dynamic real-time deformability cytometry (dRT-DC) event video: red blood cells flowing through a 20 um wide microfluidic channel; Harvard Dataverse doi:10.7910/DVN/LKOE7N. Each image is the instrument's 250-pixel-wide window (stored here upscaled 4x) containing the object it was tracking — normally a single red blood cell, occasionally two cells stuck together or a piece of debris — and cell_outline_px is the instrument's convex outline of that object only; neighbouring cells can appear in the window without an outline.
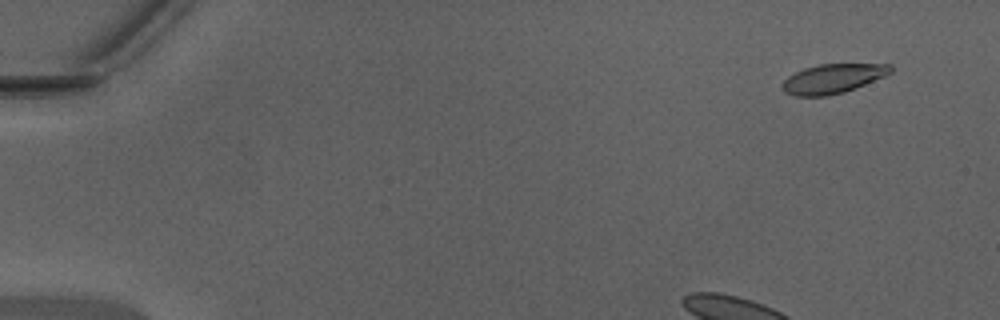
{"species": "Egyptian fruit bat (a non-hibernating species)", "species_latin": "Rousettus aegyptiacus", "temperature_condition": "warm", "stored_images_in_passage": 47, "camera_frame_rate_fps": 3000, "um_per_image_px": 0.085, "animal": {"sex": "male"}, "frame": {"image": 1, "passage_image": 4, "time_ms": 1.0, "image_size_px": [1000, 320], "cell_outline_px": [[892, 72], [884, 76], [844, 92], [828, 96], [792, 96], [784, 92], [780, 84], [788, 76], [804, 68], [820, 64], [892, 64]], "centroid_in_image_um": [70.75, 6.69], "position_along_channel_um": 14.3, "area_um2": 18.5}}
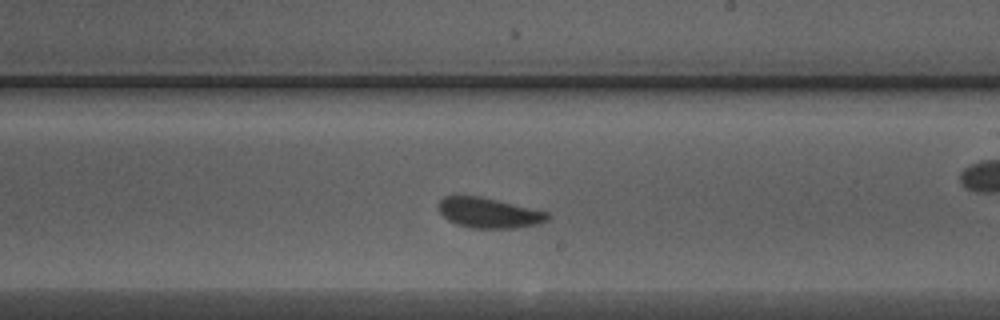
{"frame": {"image": 2, "passage_image": 27, "time_ms": 8.667, "image_size_px": [1000, 320], "cell_outline_px": [[552, 216], [548, 220], [536, 224], [516, 228], [472, 228], [456, 224], [448, 220], [436, 208], [440, 200], [444, 196], [480, 196], [548, 212]], "centroid_in_image_um": [41.54, 18.09], "position_along_channel_um": 247.5, "area_um2": 19.19}}
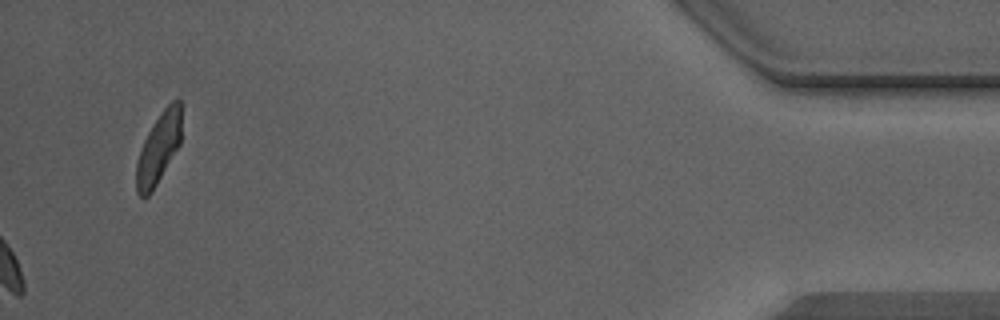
{"frame": {"image": 3, "passage_image": 47, "time_ms": 15.333, "image_size_px": [1000, 320], "cell_outline_px": [[180, 144], [156, 184], [148, 196], [140, 196], [136, 192], [136, 164], [140, 148], [152, 124], [164, 108], [172, 100], [180, 96]], "centroid_in_image_um": [13.46, 12.58], "position_along_channel_um": 421.7, "area_um2": 18.32}, "authors_computed_cell_mechanics": {"area_um2": 19.3052, "velocity_mm_per_s": 4.3305, "shape_relaxation_time_tau1_ms": 3.5929, "shape_relaxation_time_tau2_ms": null, "deformation_change_tau1": 0.0998, "deformation_change_tau2": null}}